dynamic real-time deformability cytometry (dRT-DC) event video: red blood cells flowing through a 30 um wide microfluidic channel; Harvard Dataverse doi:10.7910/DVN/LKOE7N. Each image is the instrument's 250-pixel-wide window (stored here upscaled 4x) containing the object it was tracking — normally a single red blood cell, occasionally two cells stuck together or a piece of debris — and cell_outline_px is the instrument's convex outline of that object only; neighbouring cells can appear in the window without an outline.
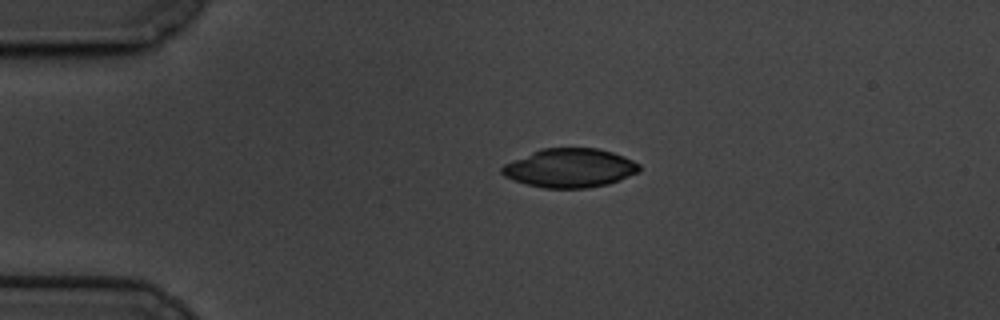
{"species": "common noctule bat (a hibernating species)", "species_latin": "Nyctalus noctula", "temperature_condition": "cold", "stored_images_in_passage": 47, "camera_frame_rate_fps": 3000, "um_per_image_px": 0.085, "animal": {"sex": "male", "body_mass_g": 19.5, "forearm_length_mm": 54.6}, "frame": {"image": 1, "passage_image": 1, "time_ms": 0.0, "image_size_px": [1000, 320], "cell_outline_px": [[640, 172], [608, 184], [588, 188], [544, 188], [512, 180], [504, 176], [500, 172], [500, 168], [504, 164], [540, 148], [596, 148], [612, 152], [624, 156], [640, 164]], "centroid_in_image_um": [48.43, 14.28], "position_along_channel_um": 36.6, "area_um2": 31.21}}
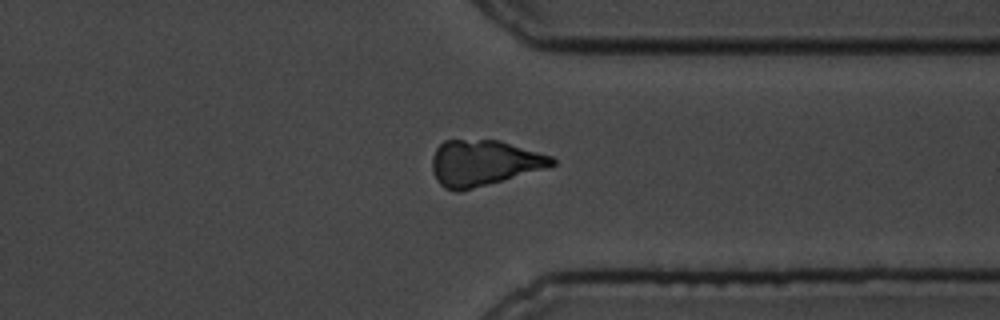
{"frame": {"image": 2, "passage_image": 34, "time_ms": 11.0, "image_size_px": [1000, 320], "cell_outline_px": [[556, 164], [544, 168], [504, 180], [460, 192], [456, 192], [444, 188], [440, 184], [432, 172], [432, 156], [436, 148], [444, 140], [500, 140], [552, 156], [556, 160]], "centroid_in_image_um": [41.08, 13.85], "position_along_channel_um": 370.3, "area_um2": 31.96}}
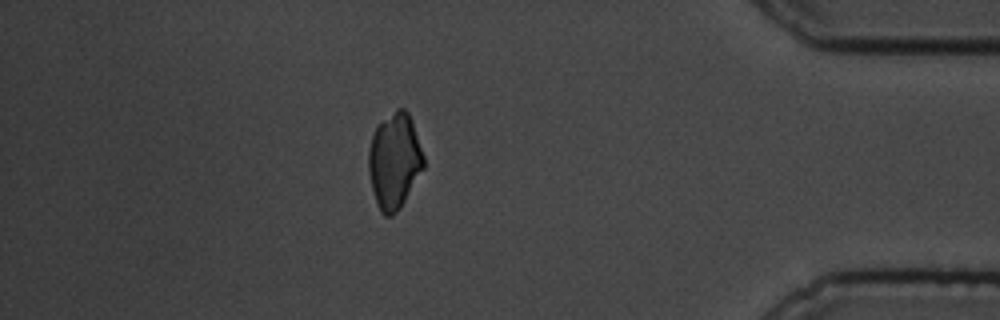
{"frame": {"image": 3, "passage_image": 40, "time_ms": 13.0, "image_size_px": [1000, 320], "cell_outline_px": [[424, 168], [400, 208], [392, 216], [384, 216], [380, 212], [372, 188], [368, 172], [368, 148], [372, 136], [376, 128], [396, 108], [404, 108], [408, 112], [412, 120], [424, 156]], "centroid_in_image_um": [33.53, 13.68], "position_along_channel_um": 401.7, "area_um2": 30.58}}